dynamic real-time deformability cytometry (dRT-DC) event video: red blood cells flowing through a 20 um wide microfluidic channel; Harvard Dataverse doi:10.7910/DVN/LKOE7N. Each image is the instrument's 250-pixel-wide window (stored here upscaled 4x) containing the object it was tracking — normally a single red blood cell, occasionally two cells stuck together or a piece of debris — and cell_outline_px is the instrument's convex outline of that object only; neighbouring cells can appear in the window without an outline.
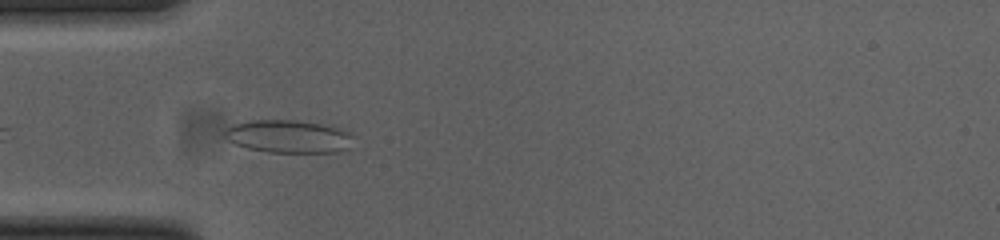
{"species": "common noctule bat (a hibernating species)", "species_latin": "Nyctalus noctula", "temperature_condition": "cold", "stored_images_in_passage": 9, "camera_frame_rate_fps": 3000, "um_per_image_px": 0.085, "animal": {"sex": "female", "body_mass_g": 23.0, "forearm_length_mm": 53.4}, "frame": {"image": 1, "passage_image": 2, "time_ms": 0.333, "image_size_px": [1000, 240], "cell_outline_px": [[352, 136], [348, 148], [336, 152], [268, 152], [248, 148], [236, 144], [228, 140], [224, 136], [224, 128], [248, 120], [296, 120], [320, 124], [340, 128], [348, 132]], "centroid_in_image_um": [24.48, 11.59], "position_along_channel_um": 60.5, "area_um2": 24.45}}